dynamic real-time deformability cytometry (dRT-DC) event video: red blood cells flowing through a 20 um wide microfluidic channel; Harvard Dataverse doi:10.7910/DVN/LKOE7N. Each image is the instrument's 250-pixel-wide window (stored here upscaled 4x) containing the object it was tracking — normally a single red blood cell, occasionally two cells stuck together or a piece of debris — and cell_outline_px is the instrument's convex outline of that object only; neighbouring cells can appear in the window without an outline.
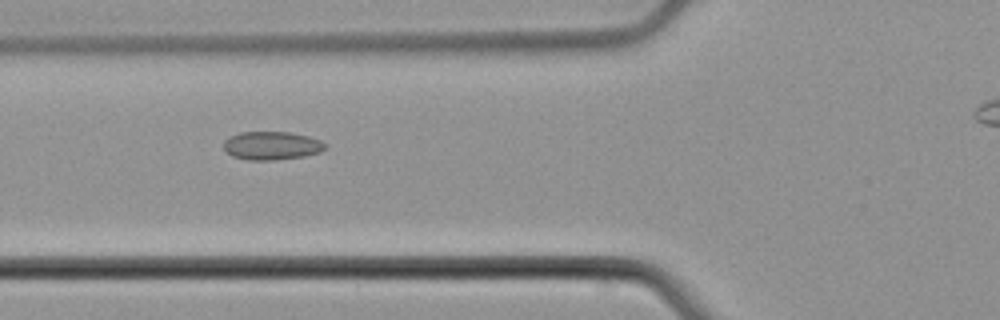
{"species": "common noctule bat (a hibernating species)", "species_latin": "Nyctalus noctula", "temperature_condition": "cold", "stored_images_in_passage": 37, "camera_frame_rate_fps": 3000, "um_per_image_px": 0.085, "animal": {"sex": "male", "body_mass_g": 21.5, "forearm_length_mm": 52.0}, "frame": {"image": 1, "passage_image": 9, "time_ms": 2.667, "image_size_px": [1000, 320], "cell_outline_px": [[328, 144], [320, 152], [304, 156], [272, 160], [248, 160], [232, 156], [224, 152], [224, 140], [228, 136], [240, 132], [288, 132], [308, 136], [320, 140]], "centroid_in_image_um": [23.05, 12.38], "position_along_channel_um": 102.7, "area_um2": 16.88}}
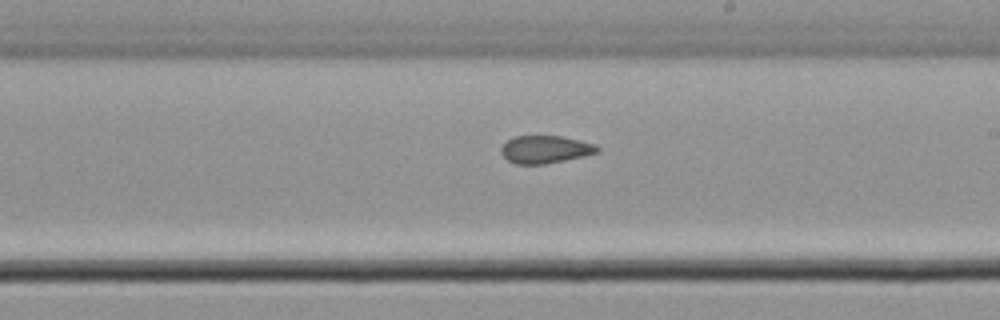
{"frame": {"image": 2, "passage_image": 20, "time_ms": 6.333, "image_size_px": [1000, 320], "cell_outline_px": [[600, 152], [584, 156], [544, 164], [516, 164], [508, 160], [500, 152], [500, 148], [508, 140], [516, 136], [560, 136], [580, 140], [596, 144], [600, 148]], "centroid_in_image_um": [46.37, 12.7], "position_along_channel_um": 242.6, "area_um2": 15.49}}
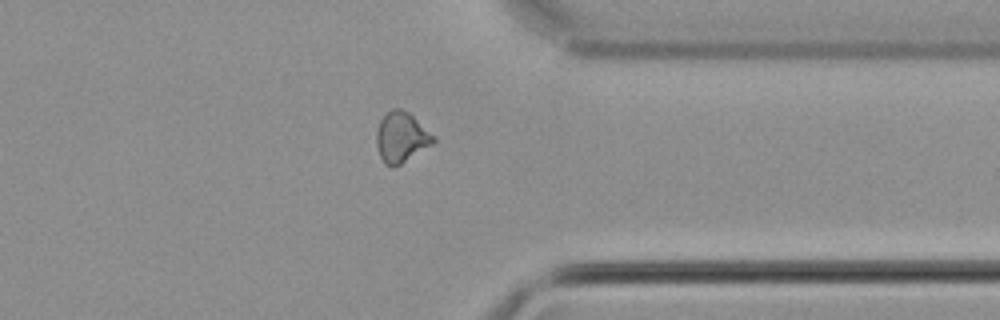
{"frame": {"image": 3, "passage_image": 31, "time_ms": 10.0, "image_size_px": [1000, 320], "cell_outline_px": [[436, 140], [432, 144], [400, 164], [384, 164], [380, 156], [376, 144], [376, 132], [380, 120], [392, 108], [400, 108], [408, 112], [436, 136]], "centroid_in_image_um": [34.12, 11.63], "position_along_channel_um": 377.3, "area_um2": 16.42}}